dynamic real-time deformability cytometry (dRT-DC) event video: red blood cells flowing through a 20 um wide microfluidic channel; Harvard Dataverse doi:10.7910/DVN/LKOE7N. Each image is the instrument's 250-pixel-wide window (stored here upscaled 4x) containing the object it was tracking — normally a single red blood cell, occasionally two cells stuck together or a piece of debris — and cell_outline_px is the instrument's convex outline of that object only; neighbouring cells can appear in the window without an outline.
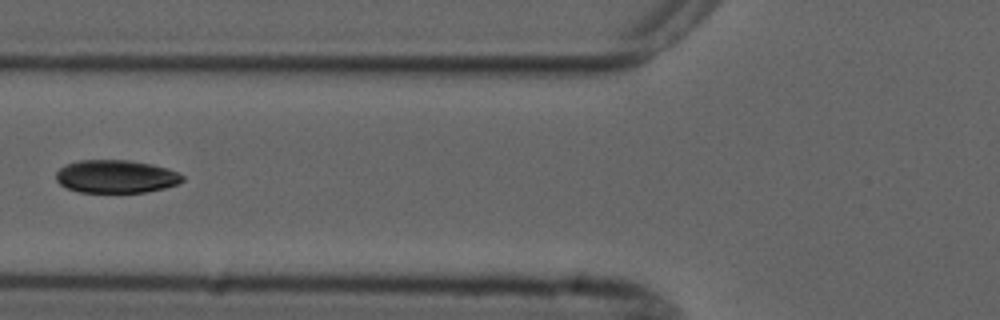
{"species": "common noctule bat (a hibernating species)", "species_latin": "Nyctalus noctula", "temperature_condition": "cold", "stored_images_in_passage": 3, "camera_frame_rate_fps": 3000, "um_per_image_px": 0.085, "animal": {"sex": "male", "forearm_length_mm": 52.5}, "frame": {"image": 1, "passage_image": 2, "time_ms": 1.333, "image_size_px": [1000, 320], "cell_outline_px": [[184, 180], [180, 184], [164, 188], [144, 192], [80, 192], [64, 188], [56, 180], [56, 172], [64, 164], [80, 160], [128, 160], [152, 164], [168, 168], [184, 176]], "centroid_in_image_um": [9.85, 15.0], "position_along_channel_um": 116.0, "area_um2": 24.51}}
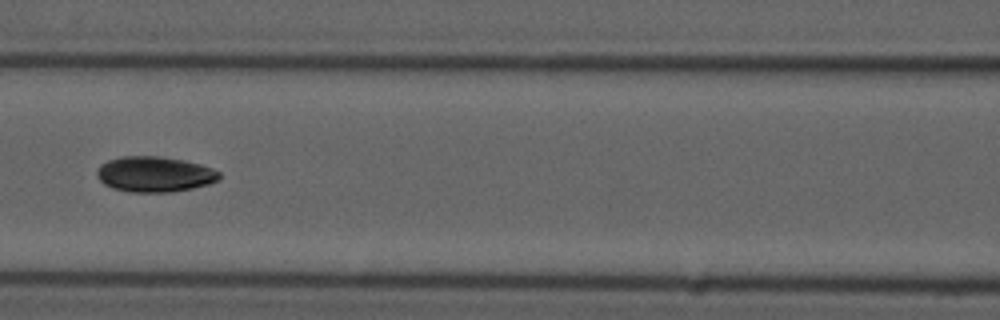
{"frame": {"image": 2, "passage_image": 3, "time_ms": 2.333, "image_size_px": [1000, 320], "cell_outline_px": [[220, 180], [208, 184], [192, 188], [172, 192], [128, 192], [112, 188], [104, 184], [96, 176], [96, 172], [100, 164], [108, 160], [120, 156], [156, 156], [184, 160], [200, 164], [212, 168], [220, 172]], "centroid_in_image_um": [13.13, 14.81], "position_along_channel_um": 153.5, "area_um2": 25.49}}